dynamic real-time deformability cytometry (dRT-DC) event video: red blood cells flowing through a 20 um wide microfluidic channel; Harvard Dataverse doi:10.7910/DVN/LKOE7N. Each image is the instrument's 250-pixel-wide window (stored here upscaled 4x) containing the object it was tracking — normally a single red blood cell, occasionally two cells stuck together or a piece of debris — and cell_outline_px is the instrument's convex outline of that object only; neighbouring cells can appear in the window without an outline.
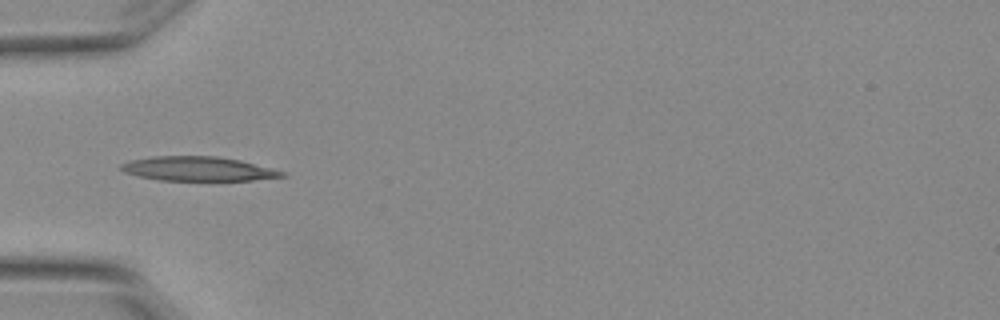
{"species": "Egyptian fruit bat (a non-hibernating species)", "species_latin": "Rousettus aegyptiacus", "temperature_condition": "warm", "stored_images_in_passage": 5, "camera_frame_rate_fps": 3000, "um_per_image_px": 0.085, "animal": {"sex": "female"}, "frame": {"image": 1, "passage_image": 5, "time_ms": 1.333, "image_size_px": [1000, 320], "cell_outline_px": [[288, 176], [252, 180], [160, 180], [140, 176], [124, 172], [120, 168], [120, 164], [128, 160], [152, 156], [216, 156], [240, 160], [284, 172]], "centroid_in_image_um": [16.79, 14.34], "position_along_channel_um": 68.2, "area_um2": 22.6}}